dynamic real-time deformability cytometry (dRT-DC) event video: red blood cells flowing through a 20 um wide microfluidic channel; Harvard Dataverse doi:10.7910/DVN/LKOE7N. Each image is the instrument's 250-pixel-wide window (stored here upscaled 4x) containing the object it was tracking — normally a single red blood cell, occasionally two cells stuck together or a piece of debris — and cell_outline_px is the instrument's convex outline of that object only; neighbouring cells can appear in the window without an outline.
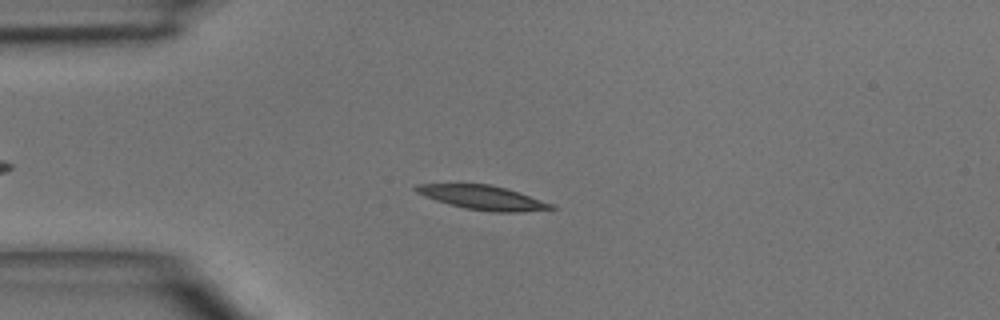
{"species": "common noctule bat (a hibernating species)", "species_latin": "Nyctalus noctula", "temperature_condition": "room temperature", "stored_images_in_passage": 3, "camera_frame_rate_fps": 3000, "um_per_image_px": 0.085, "animal": {"sex": "male", "body_mass_g": 15.6}, "frame": {"image": 1, "passage_image": 3, "time_ms": 2.333, "image_size_px": [1000, 320], "cell_outline_px": [[556, 208], [520, 212], [492, 212], [464, 208], [436, 200], [424, 196], [416, 192], [412, 188], [416, 184], [488, 184], [504, 188], [552, 204]], "centroid_in_image_um": [40.96, 16.79], "position_along_channel_um": 44.0, "area_um2": 18.61}}